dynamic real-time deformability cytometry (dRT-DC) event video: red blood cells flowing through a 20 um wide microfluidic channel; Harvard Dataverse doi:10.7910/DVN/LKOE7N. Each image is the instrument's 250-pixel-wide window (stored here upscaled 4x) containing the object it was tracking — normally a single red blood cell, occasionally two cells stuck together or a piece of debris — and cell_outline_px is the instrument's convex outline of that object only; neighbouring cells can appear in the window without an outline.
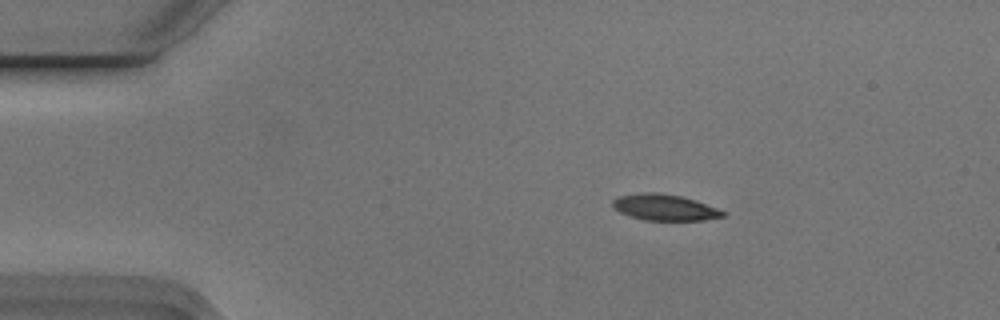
{"species": "Egyptian fruit bat (a non-hibernating species)", "species_latin": "Rousettus aegyptiacus", "temperature_condition": "cold", "stored_images_in_passage": 2, "camera_frame_rate_fps": 3000, "um_per_image_px": 0.085, "animal": {"sex": "male"}, "frame": {"image": 1, "passage_image": 1, "time_ms": 0.0, "image_size_px": [1000, 320], "cell_outline_px": [[724, 216], [704, 220], [644, 220], [620, 212], [612, 204], [612, 200], [620, 196], [644, 192], [656, 192], [680, 196], [696, 200], [716, 208], [724, 212]], "centroid_in_image_um": [56.49, 17.62], "position_along_channel_um": 28.5, "area_um2": 16.47}}